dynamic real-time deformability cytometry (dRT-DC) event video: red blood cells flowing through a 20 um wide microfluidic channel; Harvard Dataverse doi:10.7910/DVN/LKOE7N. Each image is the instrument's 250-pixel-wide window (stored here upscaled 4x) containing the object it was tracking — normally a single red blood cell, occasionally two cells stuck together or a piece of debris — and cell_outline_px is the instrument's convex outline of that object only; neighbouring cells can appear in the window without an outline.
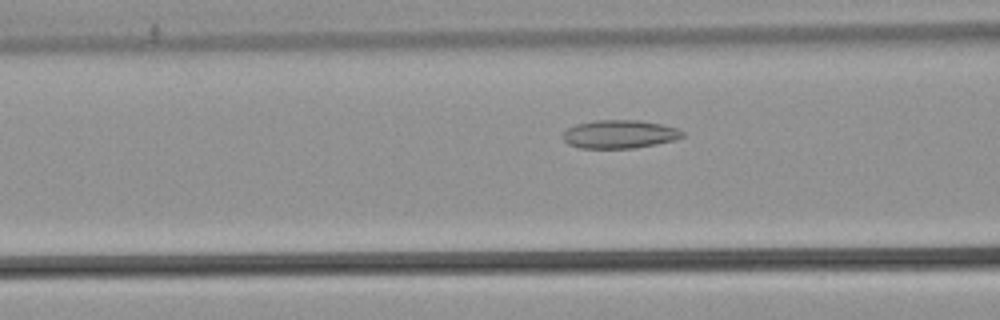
{"species": "common noctule bat (a hibernating species)", "species_latin": "Nyctalus noctula", "temperature_condition": "warm", "stored_images_in_passage": 50, "camera_frame_rate_fps": 3000, "um_per_image_px": 0.085, "animal": {"sex": "male", "body_mass_g": 21.5, "forearm_length_mm": 52.0}, "frame": {"image": 1, "passage_image": 18, "time_ms": 5.667, "image_size_px": [1000, 320], "cell_outline_px": [[684, 136], [676, 140], [656, 144], [632, 148], [580, 148], [568, 144], [560, 136], [568, 128], [576, 124], [596, 120], [640, 120], [660, 124], [676, 128], [684, 132]], "centroid_in_image_um": [52.65, 11.41], "position_along_channel_um": 114.0, "area_um2": 19.77}}
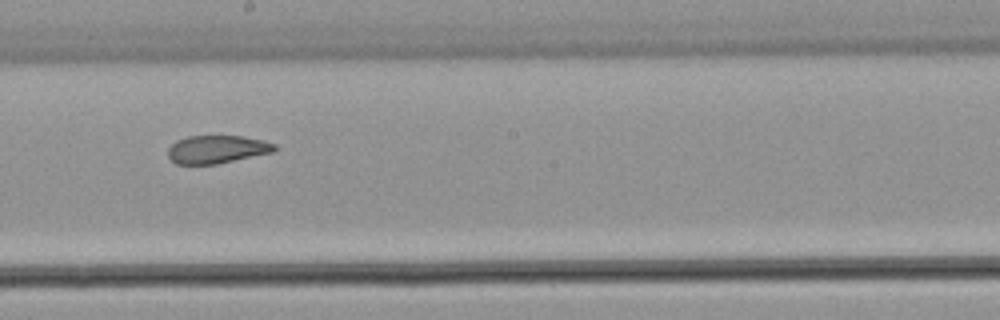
{"frame": {"image": 2, "passage_image": 27, "time_ms": 8.667, "image_size_px": [1000, 320], "cell_outline_px": [[276, 148], [272, 152], [216, 164], [176, 164], [168, 156], [168, 148], [176, 140], [188, 136], [244, 136], [264, 140], [276, 144]], "centroid_in_image_um": [18.43, 12.68], "position_along_channel_um": 229.8, "area_um2": 17.34}}
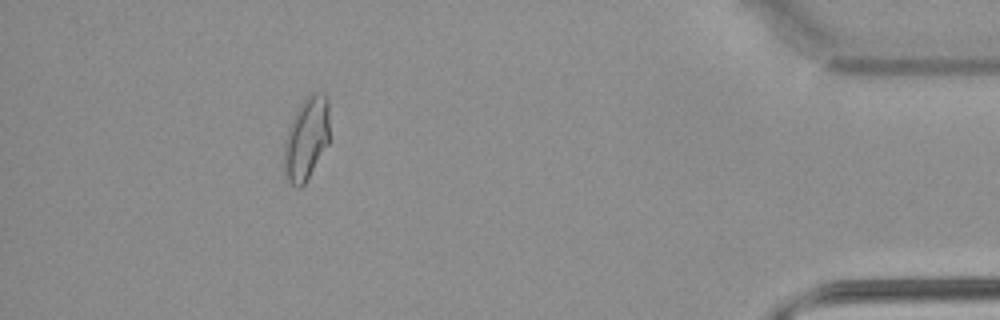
{"frame": {"image": 3, "passage_image": 45, "time_ms": 14.667, "image_size_px": [1000, 320], "cell_outline_px": [[328, 144], [304, 184], [300, 188], [296, 188], [288, 180], [284, 164], [284, 148], [288, 128], [300, 104], [312, 92], [324, 92], [328, 96]], "centroid_in_image_um": [26.05, 11.75], "position_along_channel_um": 409.1, "area_um2": 21.62}, "authors_computed_cell_mechanics": {"area_um2": 19.9988, "velocity_mm_per_s": 3.8634, "shape_relaxation_time_tau1_ms": null, "shape_relaxation_time_tau2_ms": 2.1381, "deformation_change_tau1": null, "deformation_change_tau2": 0.0924}}